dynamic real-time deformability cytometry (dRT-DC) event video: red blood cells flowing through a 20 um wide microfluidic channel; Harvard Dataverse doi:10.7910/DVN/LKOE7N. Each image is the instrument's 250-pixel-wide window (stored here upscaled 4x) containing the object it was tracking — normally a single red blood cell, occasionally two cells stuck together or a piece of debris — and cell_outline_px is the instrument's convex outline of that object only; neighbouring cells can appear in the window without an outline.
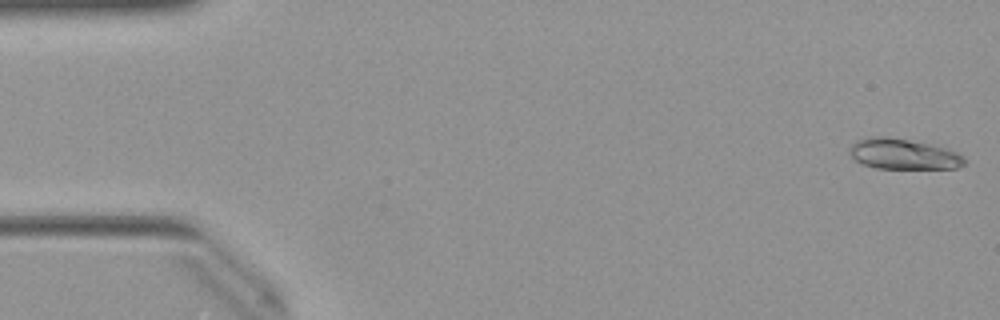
{"species": "Egyptian fruit bat (a non-hibernating species)", "species_latin": "Rousettus aegyptiacus", "temperature_condition": "warm", "stored_images_in_passage": 50, "camera_frame_rate_fps": 3000, "um_per_image_px": 0.085, "animal": {"sex": "female"}, "frame": {"image": 1, "passage_image": 1, "time_ms": 0.0, "image_size_px": [1000, 320], "cell_outline_px": [[964, 164], [956, 168], [876, 168], [864, 164], [856, 160], [852, 156], [848, 148], [856, 140], [872, 136], [888, 136], [948, 148], [964, 156]], "centroid_in_image_um": [76.77, 13.08], "position_along_channel_um": 8.2, "area_um2": 20.29}}
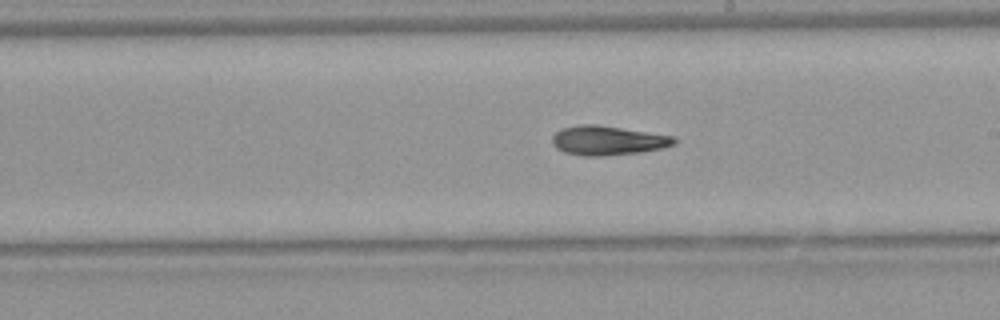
{"frame": {"image": 2, "passage_image": 28, "time_ms": 9.0, "image_size_px": [1000, 320], "cell_outline_px": [[676, 144], [664, 148], [640, 152], [600, 156], [580, 156], [564, 152], [556, 148], [552, 144], [552, 136], [560, 128], [580, 124], [596, 124], [676, 136]], "centroid_in_image_um": [51.66, 11.94], "position_along_channel_um": 237.3, "area_um2": 21.1}}
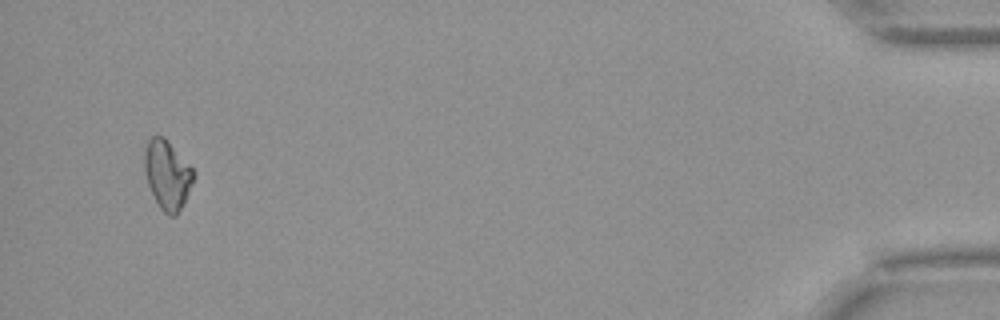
{"frame": {"image": 3, "passage_image": 48, "time_ms": 15.667, "image_size_px": [1000, 320], "cell_outline_px": [[196, 176], [184, 204], [176, 216], [168, 216], [160, 208], [148, 184], [144, 172], [144, 152], [148, 140], [152, 136], [164, 136], [196, 172]], "centroid_in_image_um": [14.24, 14.86], "position_along_channel_um": 421.0, "area_um2": 19.88}}